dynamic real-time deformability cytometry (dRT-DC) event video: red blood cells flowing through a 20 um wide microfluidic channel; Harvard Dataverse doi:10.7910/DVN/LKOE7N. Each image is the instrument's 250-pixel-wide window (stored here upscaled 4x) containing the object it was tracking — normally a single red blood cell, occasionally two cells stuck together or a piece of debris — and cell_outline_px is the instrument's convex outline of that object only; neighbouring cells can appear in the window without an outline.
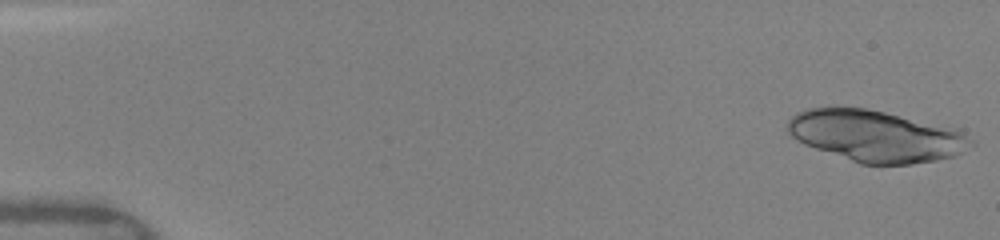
{"species": "human", "species_latin": "Homo sapiens", "temperature_condition": "warm", "stored_images_in_passage": 47, "segment_of_instrument_passage": [1, 2], "camera_frame_rate_fps": 3000, "um_per_image_px": 0.085, "donor": {"sex": "female"}, "frame": {"image": 1, "passage_image": 1, "time_ms": 0.0, "image_size_px": [1000, 240], "cell_outline_px": [[976, 144], [964, 152], [956, 156], [936, 160], [912, 164], [860, 164], [804, 144], [792, 136], [788, 132], [784, 124], [796, 112], [808, 108], [832, 104], [836, 104], [864, 108], [884, 112], [960, 128]], "centroid_in_image_um": [74.45, 11.53], "position_along_channel_um": 10.6, "area_um2": 56.18}}